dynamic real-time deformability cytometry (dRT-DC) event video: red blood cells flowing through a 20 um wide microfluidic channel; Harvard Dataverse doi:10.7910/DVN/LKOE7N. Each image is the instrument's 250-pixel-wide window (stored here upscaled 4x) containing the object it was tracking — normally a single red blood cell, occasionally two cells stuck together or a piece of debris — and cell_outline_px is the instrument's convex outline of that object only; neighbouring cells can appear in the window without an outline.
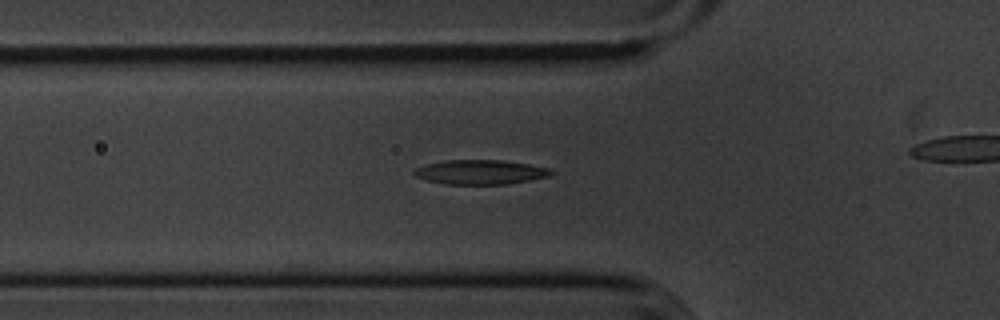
{"species": "common noctule bat (a hibernating species)", "species_latin": "Nyctalus noctula", "temperature_condition": "cold", "stored_images_in_passage": 40, "segment_of_instrument_passage": [1, 2], "camera_frame_rate_fps": 3000, "um_per_image_px": 0.085, "animal": {"sex": "male", "body_mass_g": 20.1, "forearm_length_mm": 53.5}, "frame": {"image": 1, "passage_image": 14, "time_ms": 4.333, "image_size_px": [1000, 320], "cell_outline_px": [[556, 172], [548, 176], [508, 184], [444, 184], [428, 180], [416, 176], [412, 172], [416, 168], [428, 164], [444, 160], [504, 160], [528, 164], [548, 168]], "centroid_in_image_um": [40.84, 14.62], "position_along_channel_um": 85.0, "area_um2": 19.36}}
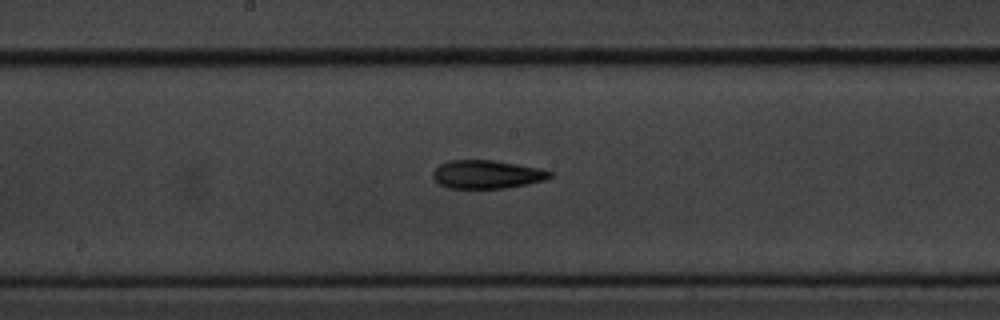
{"frame": {"image": 2, "passage_image": 24, "time_ms": 7.667, "image_size_px": [1000, 320], "cell_outline_px": [[552, 176], [544, 180], [504, 188], [448, 188], [440, 184], [432, 176], [432, 172], [440, 164], [448, 160], [492, 160], [540, 168], [552, 172]], "centroid_in_image_um": [41.35, 14.81], "position_along_channel_um": 206.8, "area_um2": 19.13}}
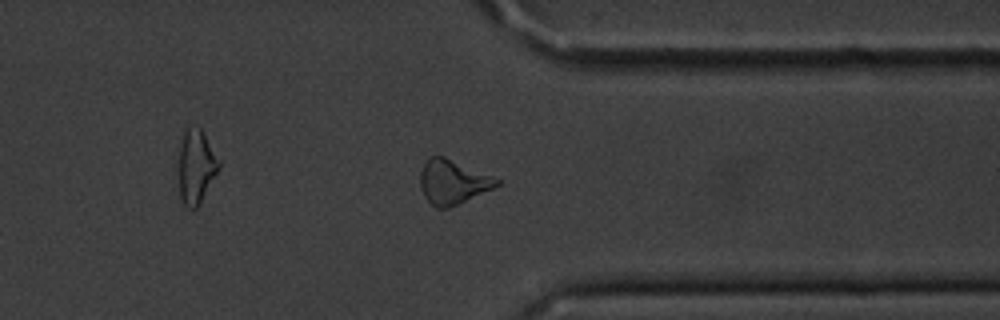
{"frame": {"image": 3, "passage_image": 38, "time_ms": 12.333, "image_size_px": [1000, 320], "cell_outline_px": [[504, 180], [500, 184], [492, 188], [448, 208], [436, 208], [424, 196], [420, 188], [420, 172], [428, 156], [444, 156]], "centroid_in_image_um": [38.48, 15.44], "position_along_channel_um": 372.9, "area_um2": 19.71}}